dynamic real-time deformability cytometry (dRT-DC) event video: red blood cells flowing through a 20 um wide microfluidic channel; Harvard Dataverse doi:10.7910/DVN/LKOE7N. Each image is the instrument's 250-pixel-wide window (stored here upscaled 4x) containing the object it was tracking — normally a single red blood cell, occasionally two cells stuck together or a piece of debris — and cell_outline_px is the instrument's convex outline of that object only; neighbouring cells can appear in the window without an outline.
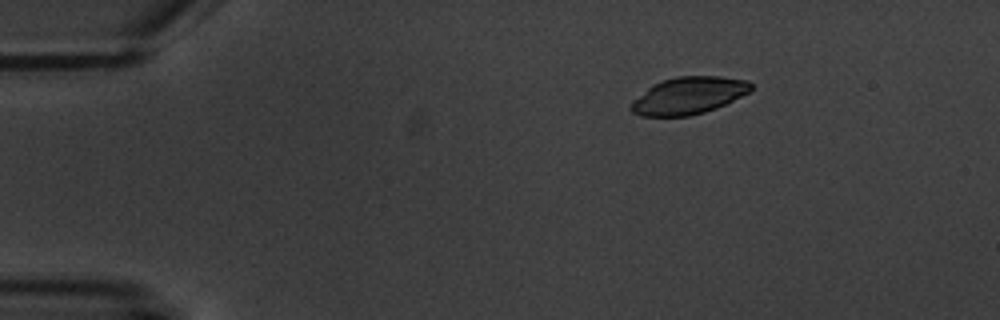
{"species": "common noctule bat (a hibernating species)", "species_latin": "Nyctalus noctula", "temperature_condition": "warm", "stored_images_in_passage": 7, "camera_frame_rate_fps": 3000, "um_per_image_px": 0.085, "animal": {"sex": "male", "body_mass_g": 20.1, "forearm_length_mm": 53.5}, "frame": {"image": 1, "passage_image": 1, "time_ms": 0.0, "image_size_px": [1000, 320], "cell_outline_px": [[752, 88], [748, 92], [716, 108], [704, 112], [688, 116], [640, 116], [632, 112], [628, 108], [632, 100], [652, 84], [676, 76], [720, 76], [748, 80], [752, 84]], "centroid_in_image_um": [58.48, 8.12], "position_along_channel_um": 26.5, "area_um2": 25.95}}
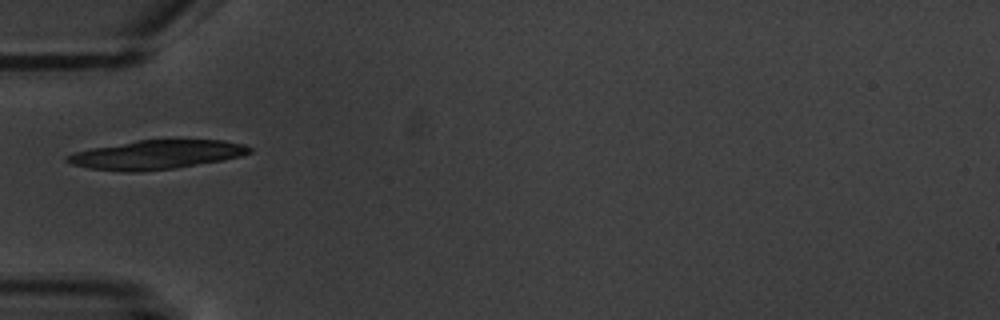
{"frame": {"image": 2, "passage_image": 3, "time_ms": 3.333, "image_size_px": [1000, 320], "cell_outline_px": [[252, 152], [240, 156], [220, 160], [176, 168], [136, 172], [124, 172], [88, 168], [72, 164], [64, 160], [64, 156], [76, 152], [92, 148], [136, 140], [224, 140], [244, 144], [252, 148]], "centroid_in_image_um": [13.27, 13.15], "position_along_channel_um": 71.7, "area_um2": 30.69}}